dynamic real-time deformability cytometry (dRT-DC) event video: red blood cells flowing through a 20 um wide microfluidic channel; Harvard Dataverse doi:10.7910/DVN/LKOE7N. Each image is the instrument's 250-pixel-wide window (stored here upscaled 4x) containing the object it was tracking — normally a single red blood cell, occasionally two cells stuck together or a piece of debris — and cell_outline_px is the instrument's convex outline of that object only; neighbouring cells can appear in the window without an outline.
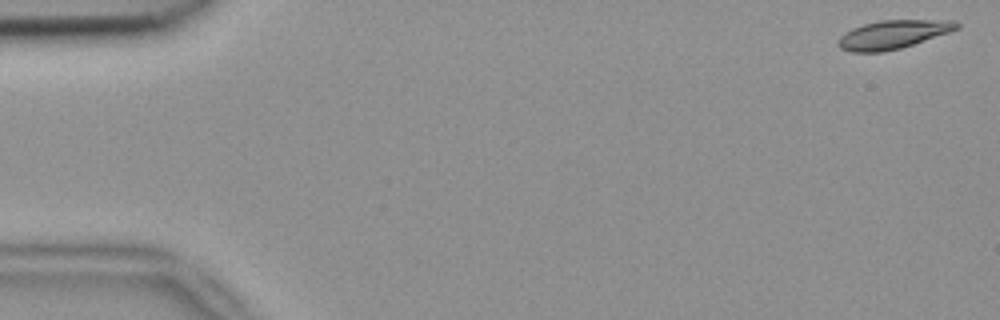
{"species": "common noctule bat (a hibernating species)", "species_latin": "Nyctalus noctula", "temperature_condition": "room temperature", "stored_images_in_passage": 46, "camera_frame_rate_fps": 3000, "um_per_image_px": 0.085, "animal": {"sex": "female", "body_mass_g": 18.4}, "frame": {"image": 1, "passage_image": 1, "time_ms": 0.0, "image_size_px": [1000, 320], "cell_outline_px": [[960, 28], [900, 48], [884, 52], [852, 52], [840, 48], [836, 40], [844, 32], [852, 28], [864, 24], [880, 20], [956, 20], [960, 24]], "centroid_in_image_um": [75.87, 2.92], "position_along_channel_um": 9.1, "area_um2": 19.65}}
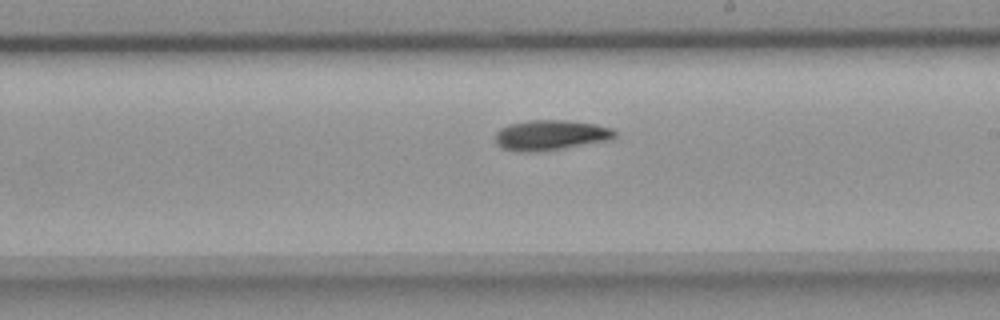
{"frame": {"image": 2, "passage_image": 30, "time_ms": 9.667, "image_size_px": [1000, 320], "cell_outline_px": [[616, 136], [612, 140], [544, 152], [516, 152], [500, 148], [496, 144], [496, 132], [500, 128], [508, 124], [528, 120], [568, 120], [596, 124], [612, 128], [616, 132]], "centroid_in_image_um": [46.8, 11.5], "position_along_channel_um": 242.2, "area_um2": 21.68}}
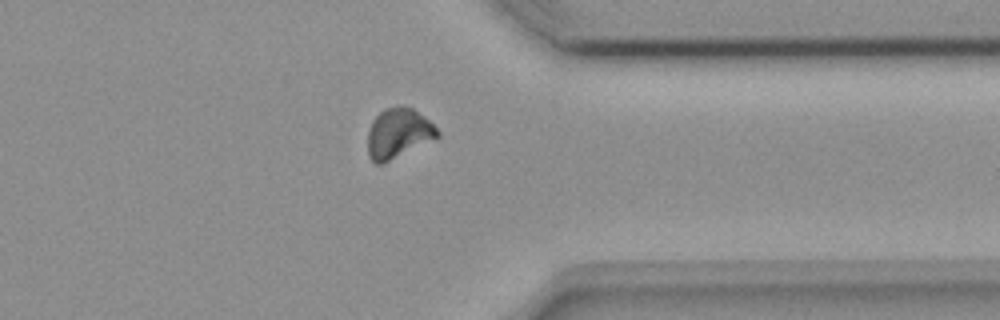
{"frame": {"image": 3, "passage_image": 41, "time_ms": 13.333, "image_size_px": [1000, 320], "cell_outline_px": [[440, 136], [436, 140], [384, 164], [376, 164], [372, 160], [368, 152], [368, 132], [372, 120], [384, 108], [400, 104], [404, 104], [412, 108], [424, 116], [440, 132]], "centroid_in_image_um": [33.88, 11.33], "position_along_channel_um": 377.5, "area_um2": 20.81}}